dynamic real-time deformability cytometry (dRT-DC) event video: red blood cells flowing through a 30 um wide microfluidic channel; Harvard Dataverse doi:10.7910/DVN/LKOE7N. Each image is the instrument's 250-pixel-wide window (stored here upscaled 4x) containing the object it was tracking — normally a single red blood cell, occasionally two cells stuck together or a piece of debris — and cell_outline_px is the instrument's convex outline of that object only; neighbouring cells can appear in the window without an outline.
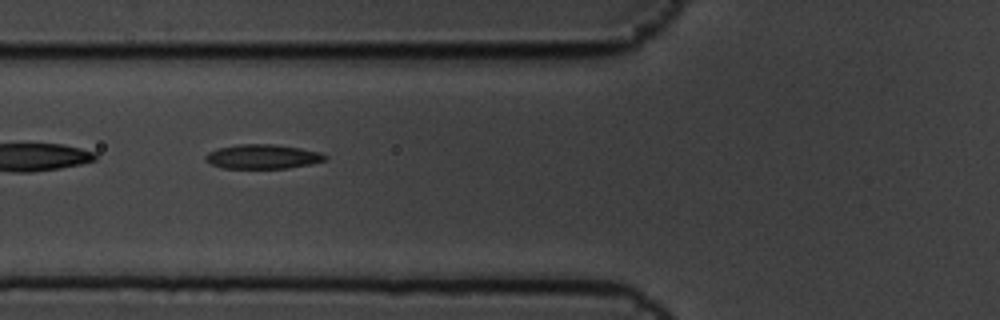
{"species": "common noctule bat (a hibernating species)", "species_latin": "Nyctalus noctula", "temperature_condition": "cold", "stored_images_in_passage": 5, "camera_frame_rate_fps": 3000, "um_per_image_px": 0.085, "animal": {"sex": "male", "body_mass_g": 19.5, "forearm_length_mm": 54.6}, "frame": {"image": 1, "passage_image": 2, "time_ms": 0.333, "image_size_px": [1000, 320], "cell_outline_px": [[328, 156], [324, 160], [312, 164], [288, 168], [224, 168], [212, 164], [204, 160], [204, 156], [208, 152], [216, 148], [240, 144], [276, 144], [300, 148], [320, 152]], "centroid_in_image_um": [22.31, 13.3], "position_along_channel_um": 103.5, "area_um2": 17.05}}
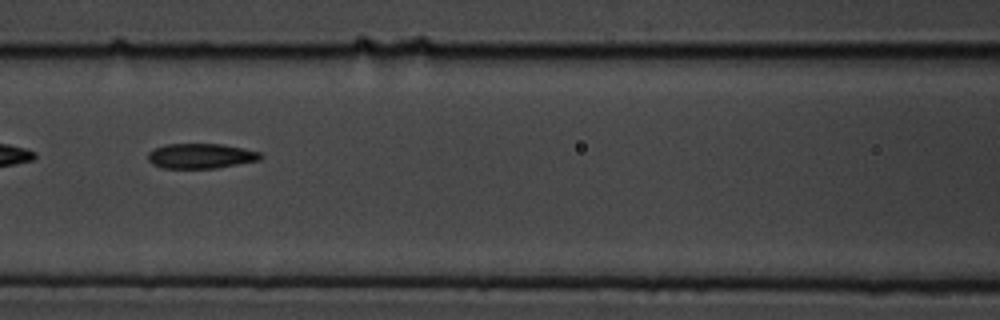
{"frame": {"image": 2, "passage_image": 3, "time_ms": 0.667, "image_size_px": [1000, 320], "cell_outline_px": [[264, 156], [260, 160], [216, 168], [160, 168], [152, 164], [148, 160], [148, 152], [152, 148], [164, 144], [224, 144], [244, 148], [260, 152]], "centroid_in_image_um": [17.05, 13.25], "position_along_channel_um": 149.5, "area_um2": 16.65}}
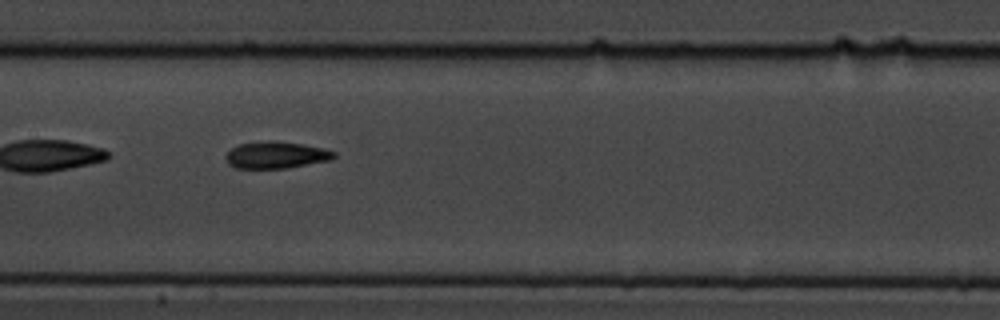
{"frame": {"image": 3, "passage_image": 4, "time_ms": 1.0, "image_size_px": [1000, 320], "cell_outline_px": [[336, 156], [332, 160], [288, 168], [236, 168], [228, 164], [224, 156], [232, 148], [240, 144], [268, 140], [276, 140], [324, 148], [336, 152]], "centroid_in_image_um": [23.48, 13.18], "position_along_channel_um": 183.9, "area_um2": 17.05}}